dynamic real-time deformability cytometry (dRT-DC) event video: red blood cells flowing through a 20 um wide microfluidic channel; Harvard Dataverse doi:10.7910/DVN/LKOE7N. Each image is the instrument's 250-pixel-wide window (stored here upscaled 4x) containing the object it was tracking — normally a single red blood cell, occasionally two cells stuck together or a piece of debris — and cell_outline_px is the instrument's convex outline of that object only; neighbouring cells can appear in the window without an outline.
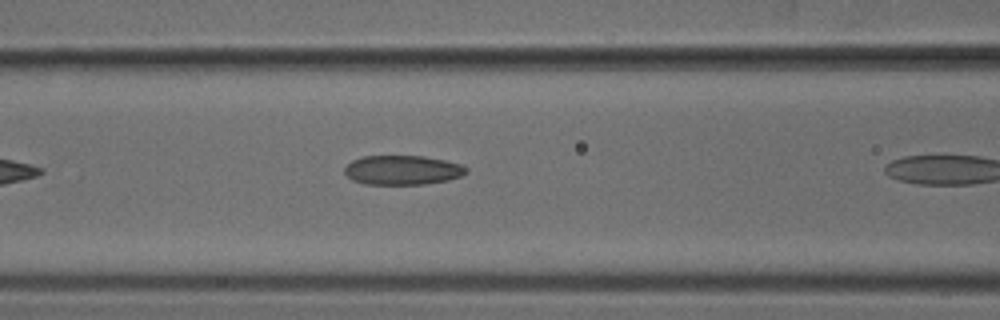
{"species": "common noctule bat (a hibernating species)", "species_latin": "Nyctalus noctula", "temperature_condition": "cold", "stored_images_in_passage": 5, "camera_frame_rate_fps": 3000, "um_per_image_px": 0.085, "animal": {"sex": "male", "body_mass_g": 18.8}, "frame": {"image": 1, "passage_image": 4, "time_ms": 1.0, "image_size_px": [1000, 320], "cell_outline_px": [[468, 172], [460, 176], [448, 180], [424, 184], [364, 184], [352, 180], [344, 172], [344, 168], [352, 160], [364, 156], [424, 156], [444, 160], [460, 164], [468, 168]], "centroid_in_image_um": [34.21, 14.45], "position_along_channel_um": 132.4, "area_um2": 20.81}}